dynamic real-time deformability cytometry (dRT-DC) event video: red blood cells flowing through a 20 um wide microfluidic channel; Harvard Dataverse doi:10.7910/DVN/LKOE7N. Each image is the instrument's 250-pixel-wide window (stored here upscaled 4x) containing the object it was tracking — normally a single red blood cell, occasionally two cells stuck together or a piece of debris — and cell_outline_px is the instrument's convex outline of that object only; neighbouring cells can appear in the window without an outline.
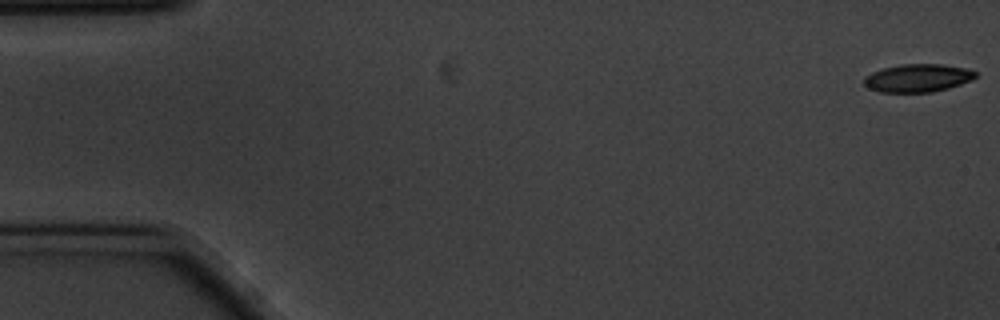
{"species": "common noctule bat (a hibernating species)", "species_latin": "Nyctalus noctula", "temperature_condition": "cold", "stored_images_in_passage": 57, "camera_frame_rate_fps": 3000, "um_per_image_px": 0.085, "animal": {"sex": "male", "body_mass_g": 20.1, "forearm_length_mm": 53.5}, "frame": {"image": 1, "passage_image": 1, "time_ms": 0.0, "image_size_px": [1000, 320], "cell_outline_px": [[976, 76], [960, 84], [948, 88], [932, 92], [880, 92], [868, 88], [864, 84], [864, 76], [872, 72], [884, 68], [900, 64], [940, 64], [964, 68], [976, 72]], "centroid_in_image_um": [77.95, 6.63], "position_along_channel_um": 7.0, "area_um2": 17.98}}
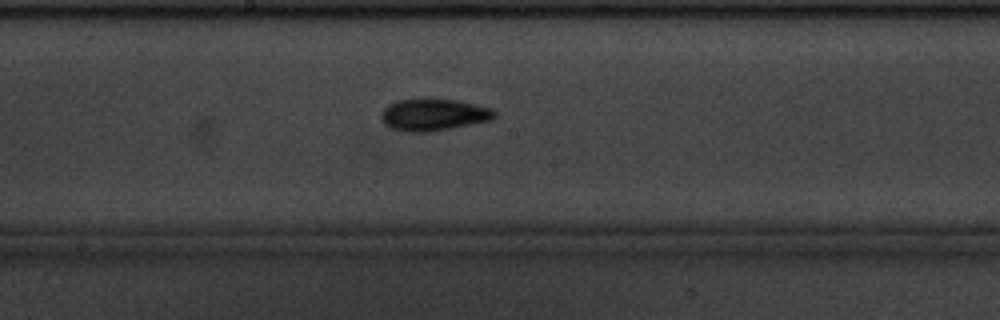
{"frame": {"image": 2, "passage_image": 30, "time_ms": 9.667, "image_size_px": [1000, 320], "cell_outline_px": [[496, 116], [492, 120], [452, 128], [428, 132], [404, 132], [392, 128], [380, 116], [380, 112], [388, 104], [396, 100], [456, 100], [492, 108], [496, 112]], "centroid_in_image_um": [36.88, 9.77], "position_along_channel_um": 211.3, "area_um2": 20.81}}
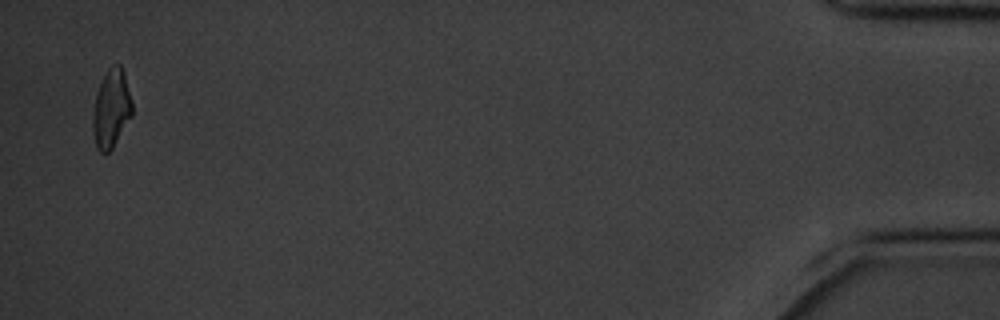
{"frame": {"image": 3, "passage_image": 56, "time_ms": 18.333, "image_size_px": [1000, 320], "cell_outline_px": [[132, 116], [112, 148], [108, 152], [100, 152], [96, 148], [92, 132], [92, 116], [96, 92], [108, 68], [112, 64], [120, 64], [124, 72], [132, 100]], "centroid_in_image_um": [9.45, 9.24], "position_along_channel_um": 425.7, "area_um2": 18.09}, "authors_computed_cell_mechanics": {"area_um2": 19.0162, "velocity_mm_per_s": 3.4882, "shape_relaxation_time_tau1_ms": 5.1923, "shape_relaxation_time_tau2_ms": 6.1993, "deformation_change_tau1": 0.1641, "deformation_change_tau2": 0.1358}}